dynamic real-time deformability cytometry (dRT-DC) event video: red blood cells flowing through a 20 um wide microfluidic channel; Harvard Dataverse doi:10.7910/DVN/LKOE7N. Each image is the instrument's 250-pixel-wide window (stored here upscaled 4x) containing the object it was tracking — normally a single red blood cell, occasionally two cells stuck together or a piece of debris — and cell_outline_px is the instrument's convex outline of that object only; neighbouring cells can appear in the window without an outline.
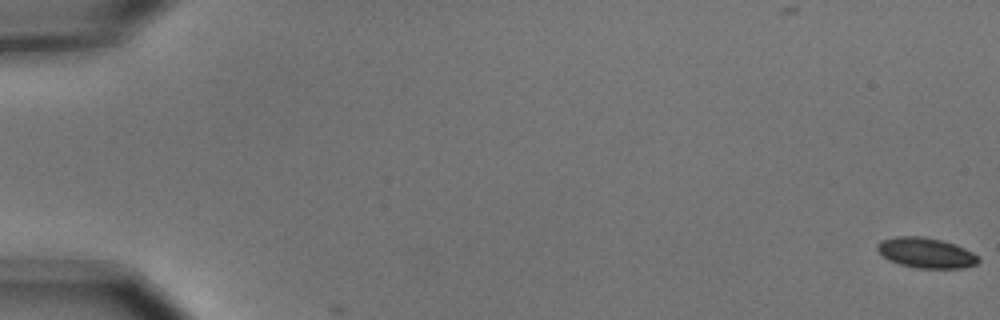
{"species": "common noctule bat (a hibernating species)", "species_latin": "Nyctalus noctula", "temperature_condition": "cold", "stored_images_in_passage": 5, "camera_frame_rate_fps": 3000, "um_per_image_px": 0.085, "animal": {"sex": "male", "body_mass_g": 15.6}, "frame": {"image": 1, "passage_image": 1, "time_ms": 0.0, "image_size_px": [1000, 320], "cell_outline_px": [[980, 260], [976, 264], [960, 268], [916, 268], [900, 264], [888, 260], [876, 248], [876, 244], [880, 240], [896, 236], [924, 236], [956, 244], [980, 256]], "centroid_in_image_um": [78.7, 21.48], "position_along_channel_um": 6.3, "area_um2": 17.92}}
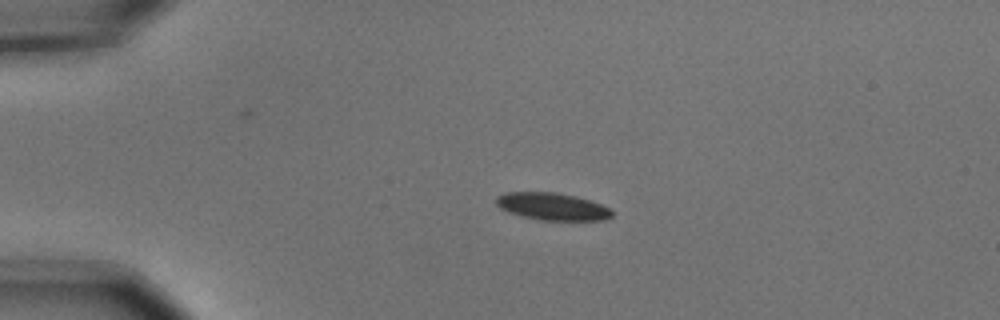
{"frame": {"image": 2, "passage_image": 4, "time_ms": 1.0, "image_size_px": [1000, 320], "cell_outline_px": [[612, 216], [604, 220], [540, 220], [520, 216], [500, 208], [496, 204], [496, 196], [504, 192], [556, 192], [576, 196], [600, 204], [608, 208], [612, 212]], "centroid_in_image_um": [46.9, 17.55], "position_along_channel_um": 38.1, "area_um2": 18.38}}